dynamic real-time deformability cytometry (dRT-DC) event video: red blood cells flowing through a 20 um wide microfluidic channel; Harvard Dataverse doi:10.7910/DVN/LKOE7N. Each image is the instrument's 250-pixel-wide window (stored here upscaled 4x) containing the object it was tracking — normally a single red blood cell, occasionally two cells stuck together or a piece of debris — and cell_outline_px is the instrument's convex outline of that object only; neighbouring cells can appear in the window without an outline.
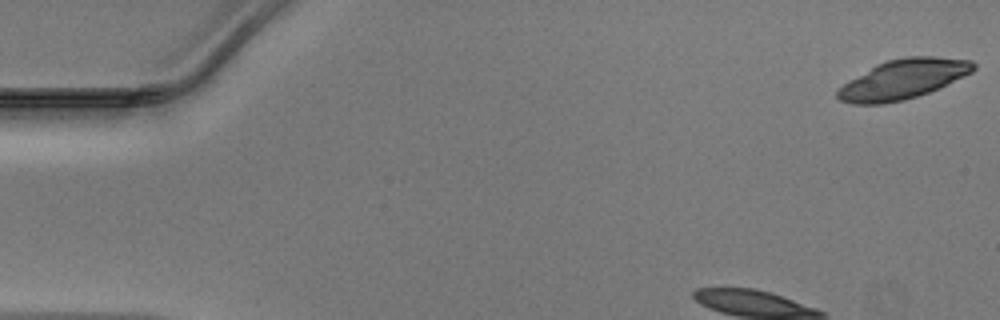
{"species": "Egyptian fruit bat (a non-hibernating species)", "species_latin": "Rousettus aegyptiacus", "temperature_condition": "warm", "stored_images_in_passage": 2, "camera_frame_rate_fps": 3000, "um_per_image_px": 0.085, "animal": {"sex": "male"}, "frame": {"image": 1, "passage_image": 1, "time_ms": 0.0, "image_size_px": [1000, 320], "cell_outline_px": [[976, 68], [972, 72], [928, 92], [904, 100], [884, 104], [852, 104], [840, 100], [836, 96], [836, 92], [844, 84], [876, 64], [888, 60], [908, 56], [936, 56], [972, 60], [976, 64]], "centroid_in_image_um": [76.77, 6.72], "position_along_channel_um": 8.2, "area_um2": 31.04}}